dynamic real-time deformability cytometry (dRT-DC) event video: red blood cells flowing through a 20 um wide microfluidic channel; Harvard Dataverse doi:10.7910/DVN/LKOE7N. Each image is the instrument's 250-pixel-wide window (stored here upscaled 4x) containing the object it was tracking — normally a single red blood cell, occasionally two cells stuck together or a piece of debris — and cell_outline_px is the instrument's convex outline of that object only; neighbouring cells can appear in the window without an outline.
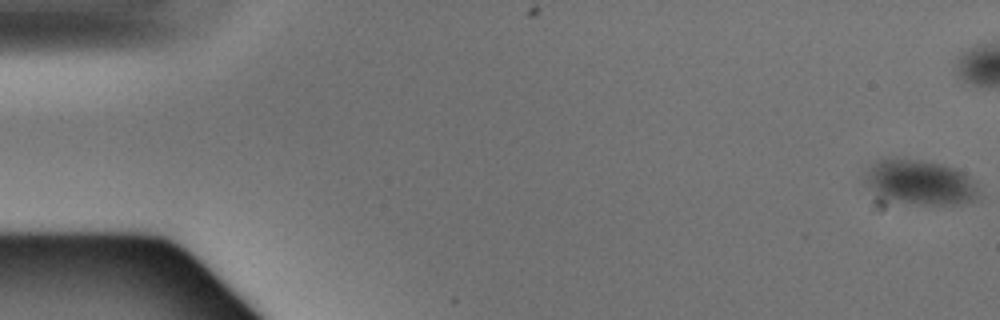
{"species": "Egyptian fruit bat (a non-hibernating species)", "species_latin": "Rousettus aegyptiacus", "temperature_condition": "warm", "stored_images_in_passage": 7, "camera_frame_rate_fps": 3000, "um_per_image_px": 0.085, "animal": {"sex": "male"}, "frame": {"image": 1, "passage_image": 1, "time_ms": 0.0, "image_size_px": [1000, 320], "cell_outline_px": [[976, 200], [956, 204], [876, 204], [864, 184], [864, 176], [872, 164], [880, 160], [924, 160], [940, 164], [964, 172], [976, 180]], "centroid_in_image_um": [78.05, 15.58], "position_along_channel_um": 6.9, "area_um2": 30.75}}